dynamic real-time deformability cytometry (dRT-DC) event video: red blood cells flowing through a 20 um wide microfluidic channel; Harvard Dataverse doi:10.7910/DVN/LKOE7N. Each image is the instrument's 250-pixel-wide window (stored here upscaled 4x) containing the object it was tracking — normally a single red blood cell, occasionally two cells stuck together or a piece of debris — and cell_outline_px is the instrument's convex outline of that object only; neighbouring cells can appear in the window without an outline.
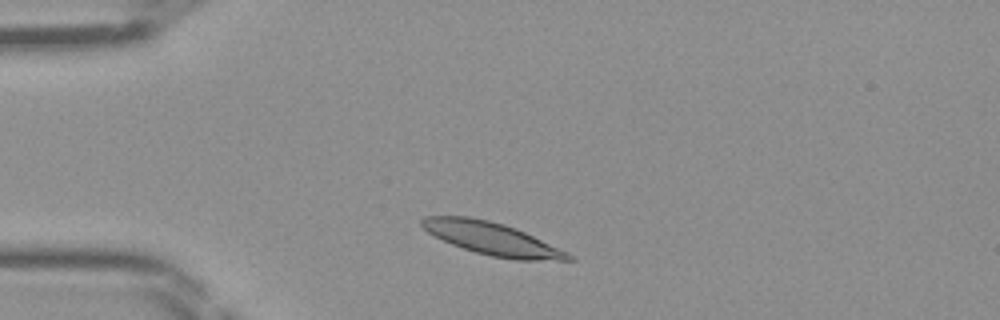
{"species": "Egyptian fruit bat (a non-hibernating species)", "species_latin": "Rousettus aegyptiacus", "temperature_condition": "room temperature", "stored_images_in_passage": 39, "camera_frame_rate_fps": 3000, "um_per_image_px": 0.085, "frame": {"image": 1, "passage_image": 4, "time_ms": 1.0, "image_size_px": [1000, 320], "cell_outline_px": [[576, 260], [516, 260], [492, 256], [476, 252], [452, 244], [428, 232], [420, 224], [420, 220], [424, 216], [468, 216], [488, 220], [504, 224], [516, 228], [568, 252]], "centroid_in_image_um": [41.83, 20.28], "position_along_channel_um": 43.2, "area_um2": 27.57}}
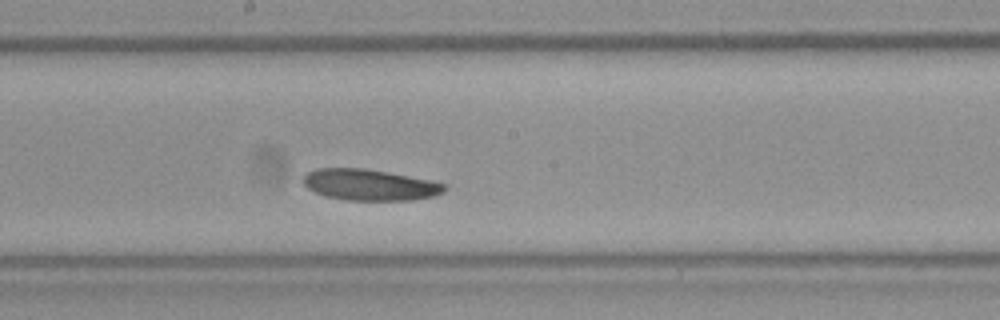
{"frame": {"image": 2, "passage_image": 18, "time_ms": 5.667, "image_size_px": [1000, 320], "cell_outline_px": [[448, 188], [444, 192], [436, 196], [412, 200], [348, 200], [324, 196], [308, 188], [304, 184], [304, 176], [308, 172], [316, 168], [364, 168], [408, 176], [448, 184]], "centroid_in_image_um": [31.46, 15.71], "position_along_channel_um": 216.7, "area_um2": 25.61}}
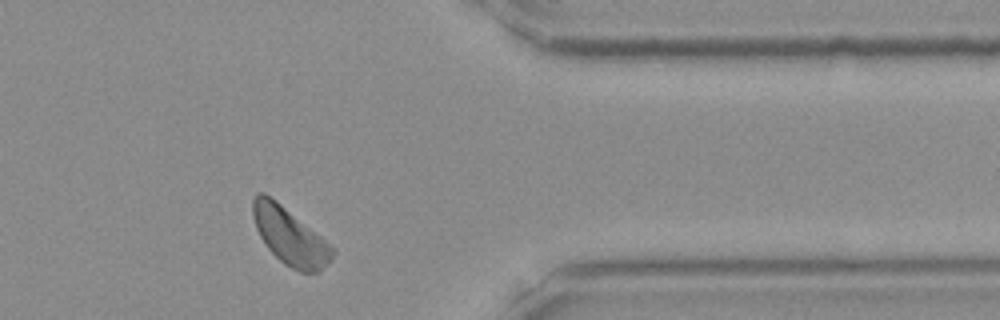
{"frame": {"image": 3, "passage_image": 31, "time_ms": 10.0, "image_size_px": [1000, 320], "cell_outline_px": [[336, 252], [332, 260], [320, 272], [300, 272], [284, 264], [268, 248], [260, 236], [256, 228], [252, 216], [252, 200], [256, 192], [264, 192], [276, 200], [336, 248]], "centroid_in_image_um": [24.66, 20.08], "position_along_channel_um": 386.7, "area_um2": 26.59}}